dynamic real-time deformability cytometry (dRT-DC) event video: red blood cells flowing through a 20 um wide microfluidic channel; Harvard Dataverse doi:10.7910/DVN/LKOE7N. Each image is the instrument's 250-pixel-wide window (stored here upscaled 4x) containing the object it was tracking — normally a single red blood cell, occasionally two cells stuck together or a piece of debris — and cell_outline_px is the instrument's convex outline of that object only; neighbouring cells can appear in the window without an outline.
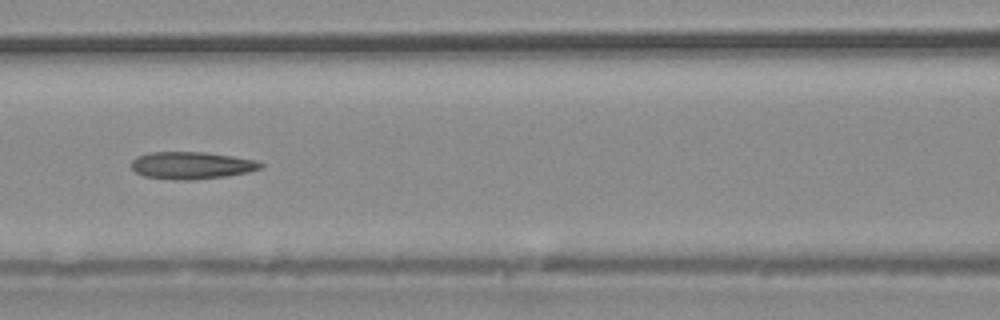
{"species": "common noctule bat (a hibernating species)", "species_latin": "Nyctalus noctula", "temperature_condition": "warm", "stored_images_in_passage": 37, "camera_frame_rate_fps": 3000, "um_per_image_px": 0.085, "animal": {"sex": "male", "body_mass_g": 20.4}, "frame": {"image": 1, "passage_image": 16, "time_ms": 5.0, "image_size_px": [1000, 320], "cell_outline_px": [[264, 164], [260, 168], [248, 172], [228, 176], [192, 180], [176, 180], [144, 176], [136, 172], [128, 164], [136, 156], [148, 152], [204, 152], [232, 156], [256, 160]], "centroid_in_image_um": [16.24, 14.06], "position_along_channel_um": 150.4, "area_um2": 20.69}}